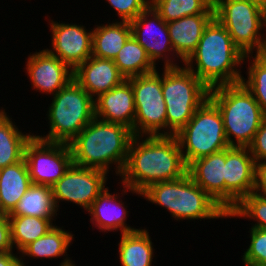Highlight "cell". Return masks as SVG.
Masks as SVG:
<instances>
[{"instance_id": "obj_20", "label": "cell", "mask_w": 266, "mask_h": 266, "mask_svg": "<svg viewBox=\"0 0 266 266\" xmlns=\"http://www.w3.org/2000/svg\"><path fill=\"white\" fill-rule=\"evenodd\" d=\"M225 149L192 161L187 174L225 210Z\"/></svg>"}, {"instance_id": "obj_39", "label": "cell", "mask_w": 266, "mask_h": 266, "mask_svg": "<svg viewBox=\"0 0 266 266\" xmlns=\"http://www.w3.org/2000/svg\"><path fill=\"white\" fill-rule=\"evenodd\" d=\"M245 1L256 5L260 9H263L265 7V5H266V0H245Z\"/></svg>"}, {"instance_id": "obj_16", "label": "cell", "mask_w": 266, "mask_h": 266, "mask_svg": "<svg viewBox=\"0 0 266 266\" xmlns=\"http://www.w3.org/2000/svg\"><path fill=\"white\" fill-rule=\"evenodd\" d=\"M255 163L248 147L225 149V211L227 213L243 197L253 192Z\"/></svg>"}, {"instance_id": "obj_34", "label": "cell", "mask_w": 266, "mask_h": 266, "mask_svg": "<svg viewBox=\"0 0 266 266\" xmlns=\"http://www.w3.org/2000/svg\"><path fill=\"white\" fill-rule=\"evenodd\" d=\"M106 3L118 15L115 21L131 22L151 4V0H106Z\"/></svg>"}, {"instance_id": "obj_36", "label": "cell", "mask_w": 266, "mask_h": 266, "mask_svg": "<svg viewBox=\"0 0 266 266\" xmlns=\"http://www.w3.org/2000/svg\"><path fill=\"white\" fill-rule=\"evenodd\" d=\"M10 222L8 217L0 218V253L12 252Z\"/></svg>"}, {"instance_id": "obj_38", "label": "cell", "mask_w": 266, "mask_h": 266, "mask_svg": "<svg viewBox=\"0 0 266 266\" xmlns=\"http://www.w3.org/2000/svg\"><path fill=\"white\" fill-rule=\"evenodd\" d=\"M0 266H20V253L14 251L0 253Z\"/></svg>"}, {"instance_id": "obj_41", "label": "cell", "mask_w": 266, "mask_h": 266, "mask_svg": "<svg viewBox=\"0 0 266 266\" xmlns=\"http://www.w3.org/2000/svg\"><path fill=\"white\" fill-rule=\"evenodd\" d=\"M262 13H263V20H264V23L266 25V5L265 7L262 9Z\"/></svg>"}, {"instance_id": "obj_4", "label": "cell", "mask_w": 266, "mask_h": 266, "mask_svg": "<svg viewBox=\"0 0 266 266\" xmlns=\"http://www.w3.org/2000/svg\"><path fill=\"white\" fill-rule=\"evenodd\" d=\"M141 196L149 203L167 209L176 221L226 219L227 212L213 200L188 174L158 182L145 189ZM202 219V220H201Z\"/></svg>"}, {"instance_id": "obj_3", "label": "cell", "mask_w": 266, "mask_h": 266, "mask_svg": "<svg viewBox=\"0 0 266 266\" xmlns=\"http://www.w3.org/2000/svg\"><path fill=\"white\" fill-rule=\"evenodd\" d=\"M133 137L134 134L128 127L95 117L69 143L73 164L102 170L108 174L115 169L113 175L120 177Z\"/></svg>"}, {"instance_id": "obj_7", "label": "cell", "mask_w": 266, "mask_h": 266, "mask_svg": "<svg viewBox=\"0 0 266 266\" xmlns=\"http://www.w3.org/2000/svg\"><path fill=\"white\" fill-rule=\"evenodd\" d=\"M160 69L166 104V136H174L209 98L210 89L184 64Z\"/></svg>"}, {"instance_id": "obj_33", "label": "cell", "mask_w": 266, "mask_h": 266, "mask_svg": "<svg viewBox=\"0 0 266 266\" xmlns=\"http://www.w3.org/2000/svg\"><path fill=\"white\" fill-rule=\"evenodd\" d=\"M250 244L241 255L244 266H266V230L249 228Z\"/></svg>"}, {"instance_id": "obj_40", "label": "cell", "mask_w": 266, "mask_h": 266, "mask_svg": "<svg viewBox=\"0 0 266 266\" xmlns=\"http://www.w3.org/2000/svg\"><path fill=\"white\" fill-rule=\"evenodd\" d=\"M8 212L4 209L3 204L1 202V197H0V218L1 217H8Z\"/></svg>"}, {"instance_id": "obj_27", "label": "cell", "mask_w": 266, "mask_h": 266, "mask_svg": "<svg viewBox=\"0 0 266 266\" xmlns=\"http://www.w3.org/2000/svg\"><path fill=\"white\" fill-rule=\"evenodd\" d=\"M51 187L32 184L8 215L58 218Z\"/></svg>"}, {"instance_id": "obj_21", "label": "cell", "mask_w": 266, "mask_h": 266, "mask_svg": "<svg viewBox=\"0 0 266 266\" xmlns=\"http://www.w3.org/2000/svg\"><path fill=\"white\" fill-rule=\"evenodd\" d=\"M74 238L72 231H67L64 226L54 225L44 236L31 242L20 252V266H28L26 263H29L27 261L30 258L53 260V258L60 259L62 256L63 260L59 266H75V261L68 256L67 252L69 246H72Z\"/></svg>"}, {"instance_id": "obj_25", "label": "cell", "mask_w": 266, "mask_h": 266, "mask_svg": "<svg viewBox=\"0 0 266 266\" xmlns=\"http://www.w3.org/2000/svg\"><path fill=\"white\" fill-rule=\"evenodd\" d=\"M95 26V27H94ZM93 26L92 56L114 60L131 36L130 22L113 21Z\"/></svg>"}, {"instance_id": "obj_31", "label": "cell", "mask_w": 266, "mask_h": 266, "mask_svg": "<svg viewBox=\"0 0 266 266\" xmlns=\"http://www.w3.org/2000/svg\"><path fill=\"white\" fill-rule=\"evenodd\" d=\"M243 65H248L245 72L247 78L243 76L241 82L252 93L266 116V57L263 54L246 55Z\"/></svg>"}, {"instance_id": "obj_10", "label": "cell", "mask_w": 266, "mask_h": 266, "mask_svg": "<svg viewBox=\"0 0 266 266\" xmlns=\"http://www.w3.org/2000/svg\"><path fill=\"white\" fill-rule=\"evenodd\" d=\"M159 71L128 79L134 92V136H166V104Z\"/></svg>"}, {"instance_id": "obj_37", "label": "cell", "mask_w": 266, "mask_h": 266, "mask_svg": "<svg viewBox=\"0 0 266 266\" xmlns=\"http://www.w3.org/2000/svg\"><path fill=\"white\" fill-rule=\"evenodd\" d=\"M253 192L266 196V162L255 163V184Z\"/></svg>"}, {"instance_id": "obj_22", "label": "cell", "mask_w": 266, "mask_h": 266, "mask_svg": "<svg viewBox=\"0 0 266 266\" xmlns=\"http://www.w3.org/2000/svg\"><path fill=\"white\" fill-rule=\"evenodd\" d=\"M213 18L214 14H197L167 23L173 49L183 62L196 50L204 29Z\"/></svg>"}, {"instance_id": "obj_5", "label": "cell", "mask_w": 266, "mask_h": 266, "mask_svg": "<svg viewBox=\"0 0 266 266\" xmlns=\"http://www.w3.org/2000/svg\"><path fill=\"white\" fill-rule=\"evenodd\" d=\"M209 99L218 107L230 147H248L266 117L242 82L211 88Z\"/></svg>"}, {"instance_id": "obj_23", "label": "cell", "mask_w": 266, "mask_h": 266, "mask_svg": "<svg viewBox=\"0 0 266 266\" xmlns=\"http://www.w3.org/2000/svg\"><path fill=\"white\" fill-rule=\"evenodd\" d=\"M119 236L117 258L120 266H152L155 249L146 227Z\"/></svg>"}, {"instance_id": "obj_29", "label": "cell", "mask_w": 266, "mask_h": 266, "mask_svg": "<svg viewBox=\"0 0 266 266\" xmlns=\"http://www.w3.org/2000/svg\"><path fill=\"white\" fill-rule=\"evenodd\" d=\"M113 61L125 79L148 74L159 69L151 61L144 47L132 35Z\"/></svg>"}, {"instance_id": "obj_19", "label": "cell", "mask_w": 266, "mask_h": 266, "mask_svg": "<svg viewBox=\"0 0 266 266\" xmlns=\"http://www.w3.org/2000/svg\"><path fill=\"white\" fill-rule=\"evenodd\" d=\"M95 117L105 122L122 124L134 134V92L128 79L95 99Z\"/></svg>"}, {"instance_id": "obj_13", "label": "cell", "mask_w": 266, "mask_h": 266, "mask_svg": "<svg viewBox=\"0 0 266 266\" xmlns=\"http://www.w3.org/2000/svg\"><path fill=\"white\" fill-rule=\"evenodd\" d=\"M130 26L131 35L144 47L157 67L159 62L163 63L160 64L162 67H178L184 64L173 49L167 22L151 4L130 22Z\"/></svg>"}, {"instance_id": "obj_12", "label": "cell", "mask_w": 266, "mask_h": 266, "mask_svg": "<svg viewBox=\"0 0 266 266\" xmlns=\"http://www.w3.org/2000/svg\"><path fill=\"white\" fill-rule=\"evenodd\" d=\"M109 175L105 171L75 164L51 187L55 206L69 202L87 211L98 195L107 187Z\"/></svg>"}, {"instance_id": "obj_14", "label": "cell", "mask_w": 266, "mask_h": 266, "mask_svg": "<svg viewBox=\"0 0 266 266\" xmlns=\"http://www.w3.org/2000/svg\"><path fill=\"white\" fill-rule=\"evenodd\" d=\"M47 19L51 33V47L46 50L66 63L72 70L92 56L93 29L83 24Z\"/></svg>"}, {"instance_id": "obj_28", "label": "cell", "mask_w": 266, "mask_h": 266, "mask_svg": "<svg viewBox=\"0 0 266 266\" xmlns=\"http://www.w3.org/2000/svg\"><path fill=\"white\" fill-rule=\"evenodd\" d=\"M10 222L11 242L18 253L28 244L44 236L54 225V218L8 215ZM55 222V223H53Z\"/></svg>"}, {"instance_id": "obj_15", "label": "cell", "mask_w": 266, "mask_h": 266, "mask_svg": "<svg viewBox=\"0 0 266 266\" xmlns=\"http://www.w3.org/2000/svg\"><path fill=\"white\" fill-rule=\"evenodd\" d=\"M120 192H110L109 187H105L104 190L98 195V197L93 201L89 209L86 211L91 216L89 219L93 228L99 229L101 233H110V232H119L120 234L129 233L138 230L136 228L127 224V217L130 214L128 211L130 203L126 204L123 202L122 198L127 195V193H132L137 195L138 197L141 196V193L127 187L126 185L122 184L119 185ZM122 196H120V195ZM126 194V195H125ZM127 206H126V205Z\"/></svg>"}, {"instance_id": "obj_18", "label": "cell", "mask_w": 266, "mask_h": 266, "mask_svg": "<svg viewBox=\"0 0 266 266\" xmlns=\"http://www.w3.org/2000/svg\"><path fill=\"white\" fill-rule=\"evenodd\" d=\"M73 79L94 100L126 80L113 60L95 56L89 57L73 70Z\"/></svg>"}, {"instance_id": "obj_32", "label": "cell", "mask_w": 266, "mask_h": 266, "mask_svg": "<svg viewBox=\"0 0 266 266\" xmlns=\"http://www.w3.org/2000/svg\"><path fill=\"white\" fill-rule=\"evenodd\" d=\"M227 218L248 219L254 222L250 223L251 227L266 230V196L250 193L227 213Z\"/></svg>"}, {"instance_id": "obj_8", "label": "cell", "mask_w": 266, "mask_h": 266, "mask_svg": "<svg viewBox=\"0 0 266 266\" xmlns=\"http://www.w3.org/2000/svg\"><path fill=\"white\" fill-rule=\"evenodd\" d=\"M174 136L187 166L192 161L230 147L227 143L222 115L209 98Z\"/></svg>"}, {"instance_id": "obj_17", "label": "cell", "mask_w": 266, "mask_h": 266, "mask_svg": "<svg viewBox=\"0 0 266 266\" xmlns=\"http://www.w3.org/2000/svg\"><path fill=\"white\" fill-rule=\"evenodd\" d=\"M24 71L29 77L31 88L36 92L54 96L73 79V70L46 49L30 52Z\"/></svg>"}, {"instance_id": "obj_2", "label": "cell", "mask_w": 266, "mask_h": 266, "mask_svg": "<svg viewBox=\"0 0 266 266\" xmlns=\"http://www.w3.org/2000/svg\"><path fill=\"white\" fill-rule=\"evenodd\" d=\"M244 57L226 28L214 17L184 65L211 89L240 83Z\"/></svg>"}, {"instance_id": "obj_42", "label": "cell", "mask_w": 266, "mask_h": 266, "mask_svg": "<svg viewBox=\"0 0 266 266\" xmlns=\"http://www.w3.org/2000/svg\"><path fill=\"white\" fill-rule=\"evenodd\" d=\"M262 54L266 57V47H265V49H264Z\"/></svg>"}, {"instance_id": "obj_9", "label": "cell", "mask_w": 266, "mask_h": 266, "mask_svg": "<svg viewBox=\"0 0 266 266\" xmlns=\"http://www.w3.org/2000/svg\"><path fill=\"white\" fill-rule=\"evenodd\" d=\"M213 7L214 17L226 28L235 46L245 56L263 53L266 25L262 9L245 0H213Z\"/></svg>"}, {"instance_id": "obj_1", "label": "cell", "mask_w": 266, "mask_h": 266, "mask_svg": "<svg viewBox=\"0 0 266 266\" xmlns=\"http://www.w3.org/2000/svg\"><path fill=\"white\" fill-rule=\"evenodd\" d=\"M187 174L175 136H134L118 184L142 193L150 185Z\"/></svg>"}, {"instance_id": "obj_6", "label": "cell", "mask_w": 266, "mask_h": 266, "mask_svg": "<svg viewBox=\"0 0 266 266\" xmlns=\"http://www.w3.org/2000/svg\"><path fill=\"white\" fill-rule=\"evenodd\" d=\"M50 100L45 117L49 131L34 134L42 140L69 144L95 118V100L74 79Z\"/></svg>"}, {"instance_id": "obj_24", "label": "cell", "mask_w": 266, "mask_h": 266, "mask_svg": "<svg viewBox=\"0 0 266 266\" xmlns=\"http://www.w3.org/2000/svg\"><path fill=\"white\" fill-rule=\"evenodd\" d=\"M0 107V169L24 159L25 146L34 133L23 132L12 120V115Z\"/></svg>"}, {"instance_id": "obj_35", "label": "cell", "mask_w": 266, "mask_h": 266, "mask_svg": "<svg viewBox=\"0 0 266 266\" xmlns=\"http://www.w3.org/2000/svg\"><path fill=\"white\" fill-rule=\"evenodd\" d=\"M248 148L255 162H266V117Z\"/></svg>"}, {"instance_id": "obj_26", "label": "cell", "mask_w": 266, "mask_h": 266, "mask_svg": "<svg viewBox=\"0 0 266 266\" xmlns=\"http://www.w3.org/2000/svg\"><path fill=\"white\" fill-rule=\"evenodd\" d=\"M32 185L25 159L0 169V197L10 213Z\"/></svg>"}, {"instance_id": "obj_30", "label": "cell", "mask_w": 266, "mask_h": 266, "mask_svg": "<svg viewBox=\"0 0 266 266\" xmlns=\"http://www.w3.org/2000/svg\"><path fill=\"white\" fill-rule=\"evenodd\" d=\"M151 5L167 23L185 16L214 14L213 0H151Z\"/></svg>"}, {"instance_id": "obj_11", "label": "cell", "mask_w": 266, "mask_h": 266, "mask_svg": "<svg viewBox=\"0 0 266 266\" xmlns=\"http://www.w3.org/2000/svg\"><path fill=\"white\" fill-rule=\"evenodd\" d=\"M26 161L32 184L52 187L73 163L69 144L48 142L35 135L25 146Z\"/></svg>"}]
</instances>
